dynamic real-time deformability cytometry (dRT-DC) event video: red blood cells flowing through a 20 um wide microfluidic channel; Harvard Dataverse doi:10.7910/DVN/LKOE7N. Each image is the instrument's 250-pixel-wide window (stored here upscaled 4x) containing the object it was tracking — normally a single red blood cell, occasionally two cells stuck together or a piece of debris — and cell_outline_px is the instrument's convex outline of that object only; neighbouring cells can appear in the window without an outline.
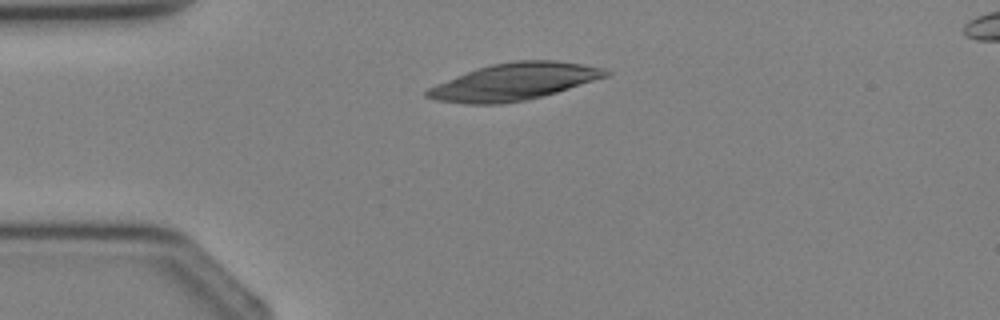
{"species": "Egyptian fruit bat (a non-hibernating species)", "species_latin": "Rousettus aegyptiacus", "temperature_condition": "cold", "stored_images_in_passage": 2, "camera_frame_rate_fps": 3000, "um_per_image_px": 0.085, "animal": {"sex": "female"}, "frame": {"image": 1, "passage_image": 1, "time_ms": 0.0, "image_size_px": [1000, 320], "cell_outline_px": [[612, 72], [608, 76], [556, 92], [524, 100], [504, 104], [464, 104], [436, 100], [424, 96], [424, 92], [428, 88], [436, 84], [476, 68], [492, 64], [516, 60], [556, 60], [604, 68]], "centroid_in_image_um": [43.67, 6.95], "position_along_channel_um": 41.3, "area_um2": 38.32}}